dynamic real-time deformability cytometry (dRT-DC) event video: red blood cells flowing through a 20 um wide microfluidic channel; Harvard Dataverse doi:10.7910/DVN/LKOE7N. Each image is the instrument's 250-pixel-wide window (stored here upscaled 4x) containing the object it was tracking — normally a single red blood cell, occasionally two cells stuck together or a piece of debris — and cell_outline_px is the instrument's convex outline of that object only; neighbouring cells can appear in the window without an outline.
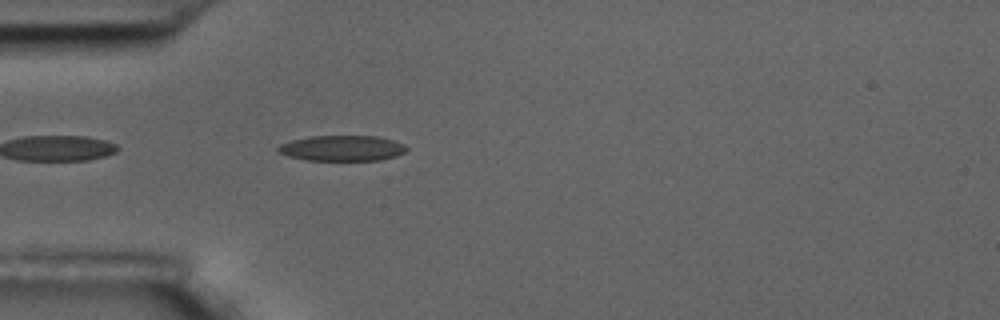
{"species": "common noctule bat (a hibernating species)", "species_latin": "Nyctalus noctula", "temperature_condition": "room temperature", "stored_images_in_passage": 44, "camera_frame_rate_fps": 3000, "um_per_image_px": 0.085, "animal": {"sex": "male", "body_mass_g": 17.5, "forearm_length_mm": 52.3}, "frame": {"image": 1, "passage_image": 3, "time_ms": 0.667, "image_size_px": [1000, 320], "cell_outline_px": [[408, 148], [404, 152], [396, 156], [380, 160], [308, 160], [288, 156], [276, 152], [276, 148], [280, 144], [292, 140], [312, 136], [376, 136], [392, 140], [404, 144]], "centroid_in_image_um": [29.06, 12.6], "position_along_channel_um": 55.9, "area_um2": 19.07}}
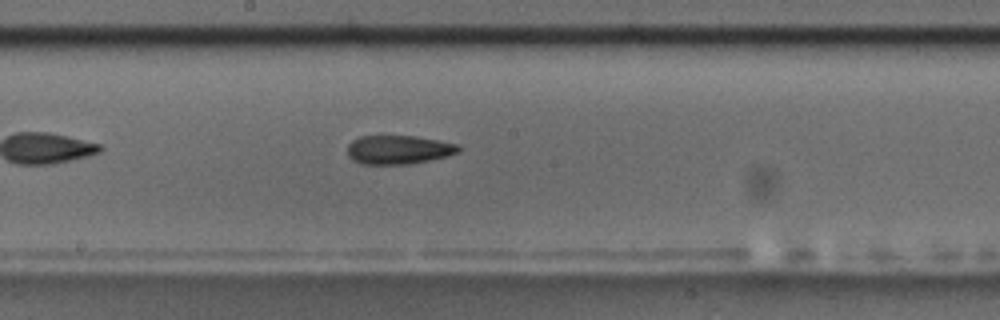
{"frame": {"image": 2, "passage_image": 17, "time_ms": 5.333, "image_size_px": [1000, 320], "cell_outline_px": [[460, 152], [448, 156], [408, 164], [360, 164], [352, 160], [348, 156], [348, 144], [352, 140], [360, 136], [416, 136], [440, 140], [460, 144]], "centroid_in_image_um": [33.89, 12.72], "position_along_channel_um": 214.3, "area_um2": 18.84}}
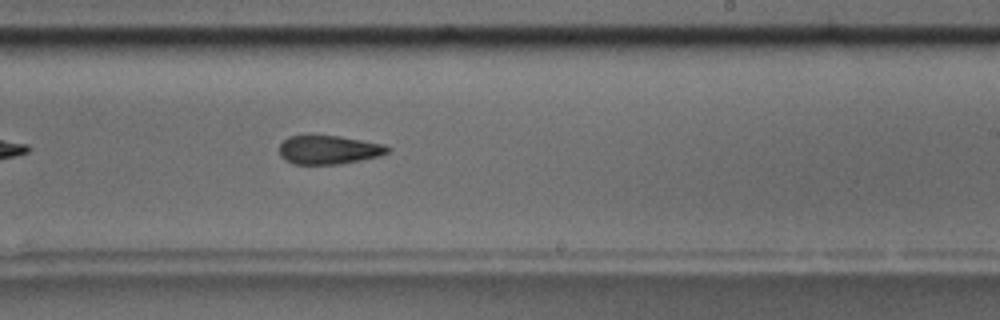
{"frame": {"image": 3, "passage_image": 21, "time_ms": 6.667, "image_size_px": [1000, 320], "cell_outline_px": [[392, 148], [388, 152], [380, 156], [340, 164], [292, 164], [284, 160], [280, 156], [280, 144], [288, 136], [340, 136], [384, 144]], "centroid_in_image_um": [27.95, 12.74], "position_along_channel_um": 261.1, "area_um2": 18.15}, "authors_computed_cell_mechanics": {"area_um2": 19.1607, "velocity_mm_per_s": 3.5196, "shape_relaxation_time_tau1_ms": 8.5893, "shape_relaxation_time_tau2_ms": 4.9918, "deformation_change_tau1": 0.1748, "deformation_change_tau2": 0.1436}}